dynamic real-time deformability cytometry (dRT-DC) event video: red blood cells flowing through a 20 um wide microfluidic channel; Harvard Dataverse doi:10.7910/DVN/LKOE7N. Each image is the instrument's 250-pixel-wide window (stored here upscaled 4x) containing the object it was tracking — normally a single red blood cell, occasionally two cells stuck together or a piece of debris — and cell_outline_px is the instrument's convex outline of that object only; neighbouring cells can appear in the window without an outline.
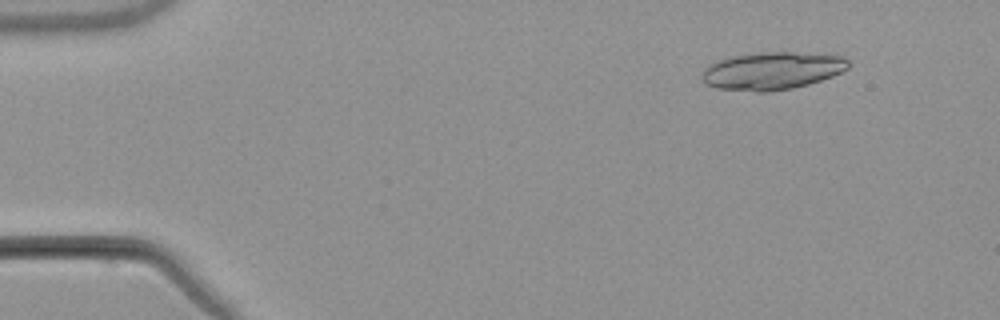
{"species": "common noctule bat (a hibernating species)", "species_latin": "Nyctalus noctula", "temperature_condition": "warm", "stored_images_in_passage": 3, "camera_frame_rate_fps": 3000, "um_per_image_px": 0.085, "animal": {"sex": "male", "body_mass_g": 21.5, "forearm_length_mm": 52.0}, "frame": {"image": 1, "passage_image": 1, "time_ms": 0.0, "image_size_px": [1000, 320], "cell_outline_px": [[848, 68], [832, 76], [808, 84], [792, 88], [772, 92], [756, 92], [716, 88], [704, 84], [700, 76], [700, 72], [708, 64], [716, 60], [728, 56], [784, 48], [844, 56], [848, 60]], "centroid_in_image_um": [65.6, 5.96], "position_along_channel_um": 19.4, "area_um2": 33.76}}
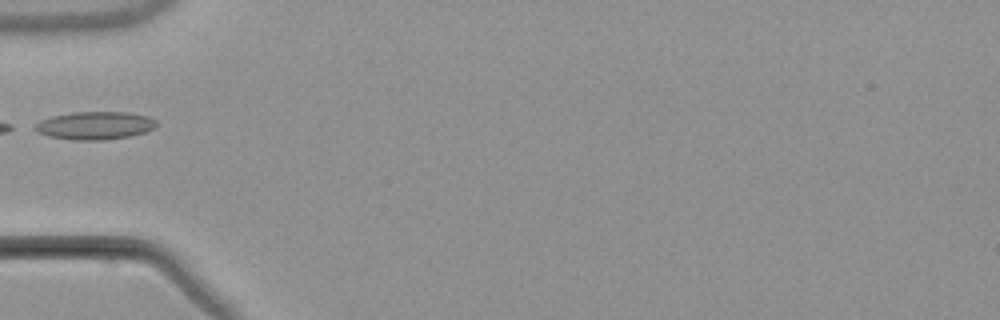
{"frame": {"image": 2, "passage_image": 3, "time_ms": 4.333, "image_size_px": [1000, 320], "cell_outline_px": [[156, 128], [144, 132], [128, 136], [104, 140], [72, 140], [48, 136], [36, 132], [28, 128], [40, 120], [52, 116], [72, 112], [128, 112], [148, 116], [156, 120]], "centroid_in_image_um": [8.0, 10.67], "position_along_channel_um": 77.0, "area_um2": 20.06}}